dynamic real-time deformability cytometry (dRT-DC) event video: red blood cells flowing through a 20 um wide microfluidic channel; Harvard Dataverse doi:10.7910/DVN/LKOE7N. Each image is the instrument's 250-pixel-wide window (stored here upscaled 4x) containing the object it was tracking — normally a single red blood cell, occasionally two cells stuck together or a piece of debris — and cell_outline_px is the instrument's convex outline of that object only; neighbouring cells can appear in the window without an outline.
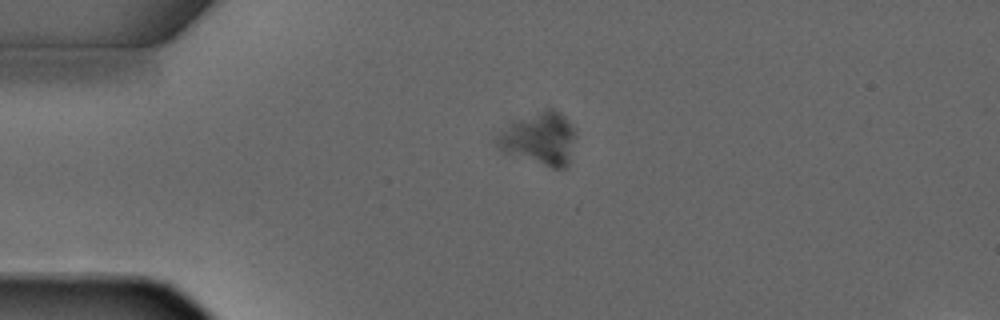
{"species": "common noctule bat (a hibernating species)", "species_latin": "Nyctalus noctula", "temperature_condition": "warm", "stored_images_in_passage": 3, "camera_frame_rate_fps": 3000, "um_per_image_px": 0.085, "animal": {"sex": "male", "forearm_length_mm": 52.5}, "frame": {"image": 1, "passage_image": 3, "time_ms": 2.667, "image_size_px": [1000, 320], "cell_outline_px": [[576, 136], [568, 164], [564, 168], [552, 168], [500, 152], [496, 148], [496, 136], [512, 120], [544, 108], [552, 108], [560, 112], [564, 116], [576, 132]], "centroid_in_image_um": [45.82, 11.77], "position_along_channel_um": 39.2, "area_um2": 24.68}}